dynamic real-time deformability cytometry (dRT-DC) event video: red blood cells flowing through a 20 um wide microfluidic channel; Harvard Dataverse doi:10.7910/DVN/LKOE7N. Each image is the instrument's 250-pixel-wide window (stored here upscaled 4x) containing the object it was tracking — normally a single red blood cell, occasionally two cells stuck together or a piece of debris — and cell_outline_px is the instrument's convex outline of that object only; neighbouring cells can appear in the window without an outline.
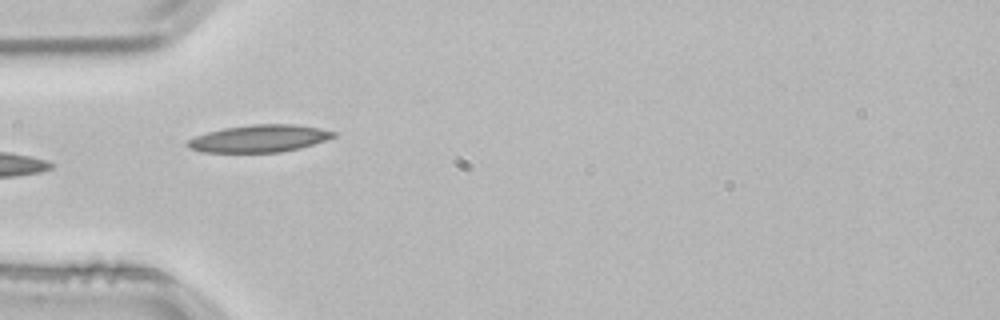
{"species": "common noctule bat (a hibernating species)", "species_latin": "Nyctalus noctula", "temperature_condition": "room temperature", "stored_images_in_passage": 4, "camera_frame_rate_fps": 3000, "um_per_image_px": 0.085, "animal": {"sex": "male", "body_mass_g": 21.5, "forearm_length_mm": 52.0}, "frame": {"image": 1, "passage_image": 3, "time_ms": 0.667, "image_size_px": [1000, 320], "cell_outline_px": [[336, 136], [300, 148], [280, 152], [200, 152], [188, 148], [184, 144], [188, 140], [196, 136], [208, 132], [224, 128], [252, 124], [296, 124], [320, 128], [336, 132]], "centroid_in_image_um": [22.01, 11.77], "position_along_channel_um": 63.0, "area_um2": 23.18}}